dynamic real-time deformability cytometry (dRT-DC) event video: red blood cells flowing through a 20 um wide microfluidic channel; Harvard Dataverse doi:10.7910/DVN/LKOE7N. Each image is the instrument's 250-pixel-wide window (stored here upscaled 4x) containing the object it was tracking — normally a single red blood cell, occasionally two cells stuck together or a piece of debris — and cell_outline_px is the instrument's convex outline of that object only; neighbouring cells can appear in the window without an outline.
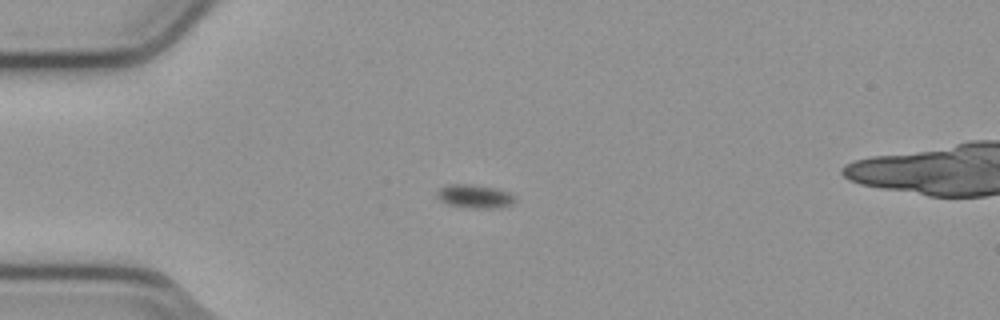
{"species": "common noctule bat (a hibernating species)", "species_latin": "Nyctalus noctula", "temperature_condition": "cold", "stored_images_in_passage": 58, "camera_frame_rate_fps": 3000, "um_per_image_px": 0.085, "animal": {"sex": "male", "body_mass_g": 23.1, "forearm_length_mm": 52.7}, "frame": {"image": 1, "passage_image": 15, "time_ms": 4.667, "image_size_px": [1000, 320], "cell_outline_px": [[516, 200], [512, 204], [500, 208], [464, 208], [448, 204], [440, 200], [436, 196], [436, 192], [440, 188], [448, 184], [468, 184], [492, 188], [508, 192]], "centroid_in_image_um": [40.3, 16.71], "position_along_channel_um": 44.7, "area_um2": 10.64}}
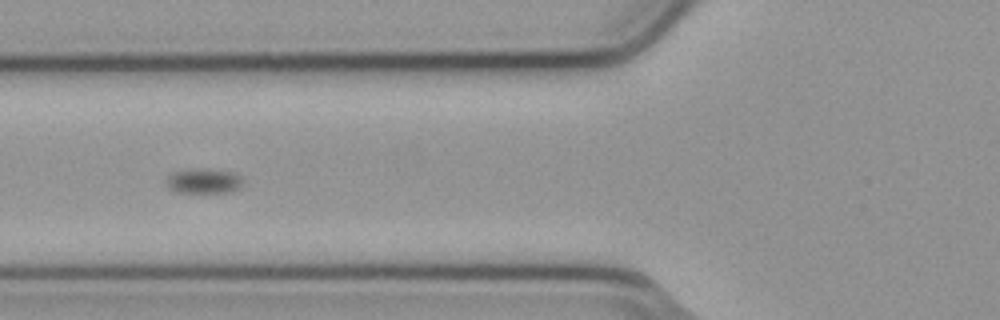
{"frame": {"image": 2, "passage_image": 22, "time_ms": 7.0, "image_size_px": [1000, 320], "cell_outline_px": [[240, 184], [236, 188], [228, 192], [176, 192], [168, 184], [168, 176], [176, 172], [188, 168], [200, 168], [236, 172], [240, 176]], "centroid_in_image_um": [17.32, 15.36], "position_along_channel_um": 108.5, "area_um2": 10.75}}
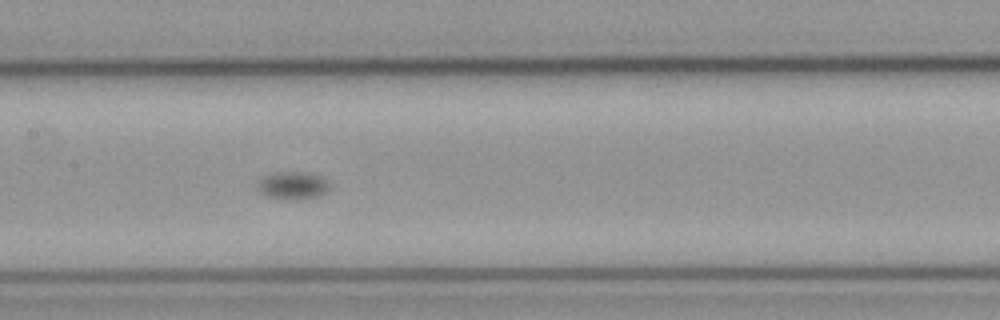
{"frame": {"image": 3, "passage_image": 28, "time_ms": 9.0, "image_size_px": [1000, 320], "cell_outline_px": [[328, 192], [320, 196], [292, 200], [284, 200], [268, 196], [260, 192], [256, 188], [260, 180], [264, 176], [276, 172], [312, 172], [328, 180]], "centroid_in_image_um": [24.91, 15.77], "position_along_channel_um": 182.5, "area_um2": 11.79}}